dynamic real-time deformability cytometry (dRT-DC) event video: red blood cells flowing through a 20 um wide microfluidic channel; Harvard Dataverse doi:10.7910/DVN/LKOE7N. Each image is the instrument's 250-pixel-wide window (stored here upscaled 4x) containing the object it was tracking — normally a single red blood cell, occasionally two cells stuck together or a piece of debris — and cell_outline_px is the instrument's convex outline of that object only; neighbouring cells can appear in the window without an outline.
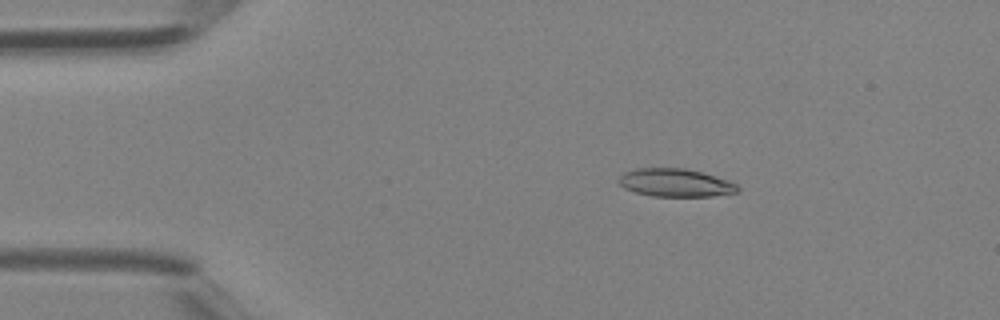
{"species": "Egyptian fruit bat (a non-hibernating species)", "species_latin": "Rousettus aegyptiacus", "temperature_condition": "room temperature", "stored_images_in_passage": 43, "camera_frame_rate_fps": 3000, "um_per_image_px": 0.085, "animal": {"sex": "female"}, "frame": {"image": 1, "passage_image": 8, "time_ms": 2.333, "image_size_px": [1000, 320], "cell_outline_px": [[740, 192], [712, 196], [652, 196], [636, 192], [624, 188], [616, 180], [624, 172], [636, 168], [684, 168], [716, 176], [728, 180], [736, 184], [740, 188]], "centroid_in_image_um": [57.41, 15.53], "position_along_channel_um": 27.6, "area_um2": 19.48}}
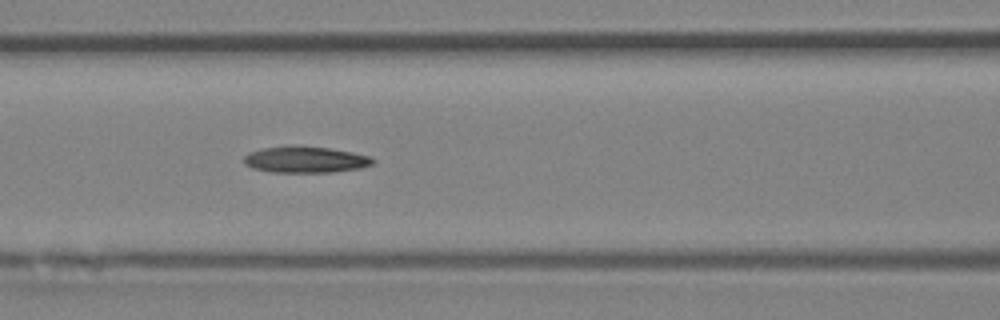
{"frame": {"image": 2, "passage_image": 19, "time_ms": 6.0, "image_size_px": [1000, 320], "cell_outline_px": [[376, 160], [372, 164], [360, 168], [332, 172], [272, 172], [252, 168], [244, 164], [244, 156], [248, 152], [260, 148], [300, 144], [328, 148], [352, 152], [368, 156]], "centroid_in_image_um": [25.91, 13.55], "position_along_channel_um": 140.7, "area_um2": 20.06}}
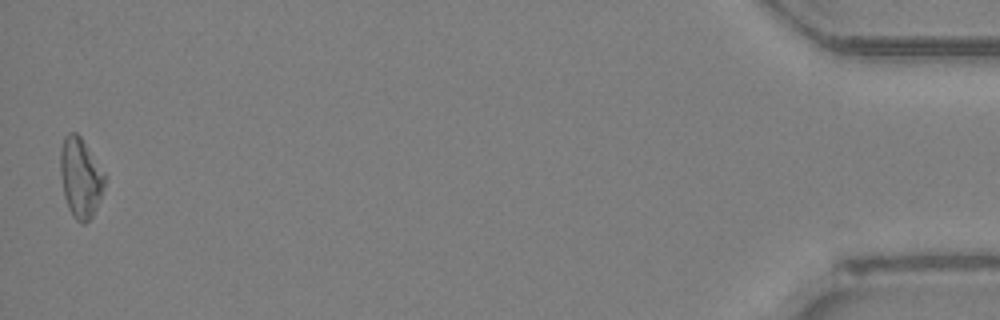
{"frame": {"image": 3, "passage_image": 43, "time_ms": 14.0, "image_size_px": [1000, 320], "cell_outline_px": [[104, 188], [96, 208], [92, 216], [84, 224], [80, 224], [72, 216], [68, 208], [64, 196], [60, 172], [60, 148], [64, 136], [68, 132], [76, 132], [80, 136], [104, 172]], "centroid_in_image_um": [6.81, 15.1], "position_along_channel_um": 428.4, "area_um2": 20.58}}